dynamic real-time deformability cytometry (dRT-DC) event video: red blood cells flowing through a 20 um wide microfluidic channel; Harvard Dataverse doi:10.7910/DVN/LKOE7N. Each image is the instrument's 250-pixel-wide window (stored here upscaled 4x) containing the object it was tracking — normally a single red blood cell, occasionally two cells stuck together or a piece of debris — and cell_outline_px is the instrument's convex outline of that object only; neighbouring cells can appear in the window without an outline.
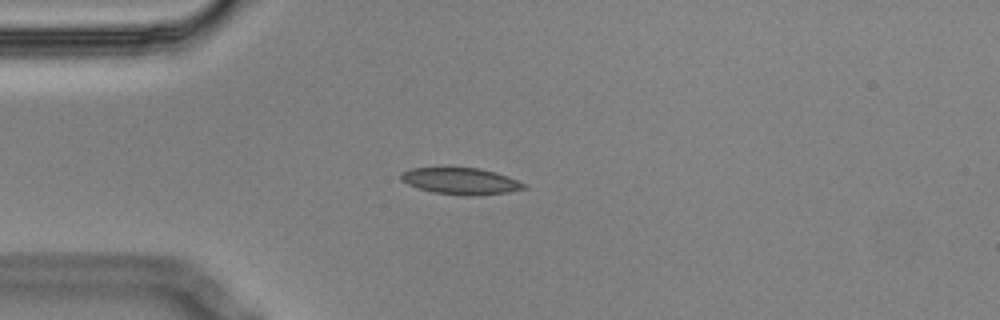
{"species": "Egyptian fruit bat (a non-hibernating species)", "species_latin": "Rousettus aegyptiacus", "temperature_condition": "cold", "stored_images_in_passage": 8, "camera_frame_rate_fps": 3000, "um_per_image_px": 0.085, "animal": {"sex": "male"}, "frame": {"image": 1, "passage_image": 2, "time_ms": 0.333, "image_size_px": [1000, 320], "cell_outline_px": [[528, 188], [508, 192], [476, 196], [460, 196], [432, 192], [408, 184], [400, 180], [400, 172], [412, 168], [444, 164], [448, 164], [480, 168], [496, 172], [508, 176], [528, 184]], "centroid_in_image_um": [39.14, 15.34], "position_along_channel_um": 45.9, "area_um2": 20.35}}
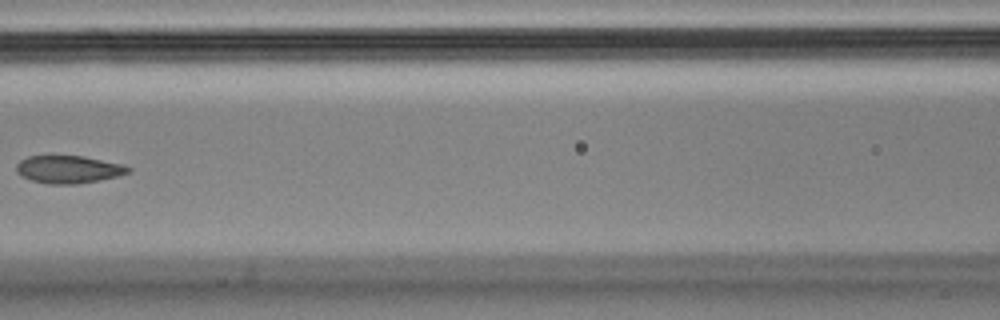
{"frame": {"image": 2, "passage_image": 5, "time_ms": 1.333, "image_size_px": [1000, 320], "cell_outline_px": [[132, 172], [120, 176], [76, 184], [48, 184], [32, 180], [20, 176], [16, 172], [16, 164], [20, 160], [28, 156], [84, 156], [124, 164], [132, 168]], "centroid_in_image_um": [5.86, 14.4], "position_along_channel_um": 160.7, "area_um2": 18.26}}
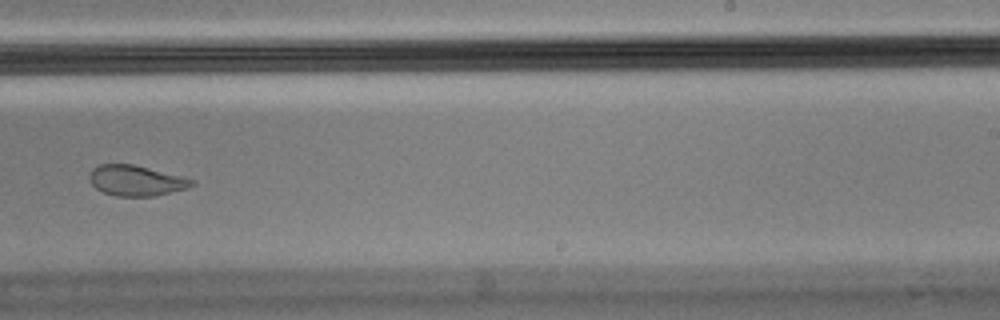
{"frame": {"image": 3, "passage_image": 8, "time_ms": 2.333, "image_size_px": [1000, 320], "cell_outline_px": [[196, 184], [188, 188], [156, 196], [116, 196], [104, 192], [96, 188], [88, 180], [88, 172], [92, 168], [100, 164], [132, 164], [196, 180]], "centroid_in_image_um": [11.55, 15.35], "position_along_channel_um": 277.5, "area_um2": 18.26}}